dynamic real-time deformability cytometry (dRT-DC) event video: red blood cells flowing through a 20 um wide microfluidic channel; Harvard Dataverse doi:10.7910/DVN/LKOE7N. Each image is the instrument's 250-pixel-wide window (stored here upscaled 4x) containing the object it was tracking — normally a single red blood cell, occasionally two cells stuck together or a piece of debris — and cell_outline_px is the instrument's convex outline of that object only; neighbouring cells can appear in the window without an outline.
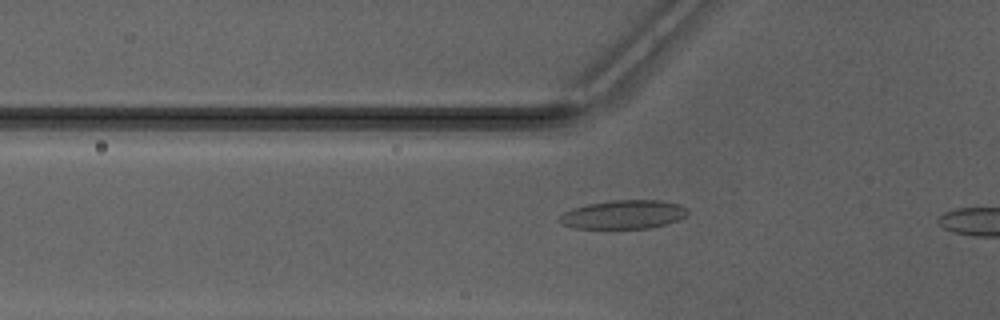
{"species": "Egyptian fruit bat (a non-hibernating species)", "species_latin": "Rousettus aegyptiacus", "temperature_condition": "warm", "stored_images_in_passage": 35, "camera_frame_rate_fps": 3000, "um_per_image_px": 0.085, "animal": {"sex": "male"}, "frame": {"image": 1, "passage_image": 11, "time_ms": 3.333, "image_size_px": [1000, 320], "cell_outline_px": [[688, 216], [680, 220], [648, 228], [572, 228], [556, 220], [564, 212], [572, 208], [588, 204], [612, 200], [664, 200], [680, 204], [688, 212]], "centroid_in_image_um": [53.01, 18.23], "position_along_channel_um": 72.8, "area_um2": 21.5}}
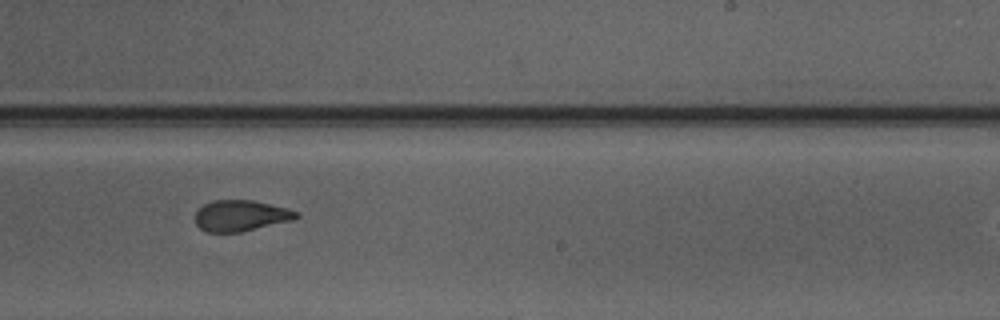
{"frame": {"image": 2, "passage_image": 25, "time_ms": 8.0, "image_size_px": [1000, 320], "cell_outline_px": [[300, 216], [292, 220], [240, 232], [204, 232], [196, 224], [196, 212], [204, 204], [212, 200], [252, 200], [288, 208], [300, 212]], "centroid_in_image_um": [20.48, 18.33], "position_along_channel_um": 268.5, "area_um2": 18.26}}
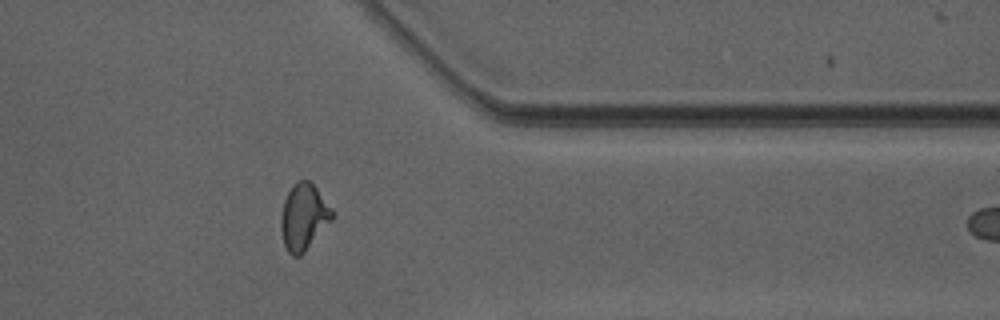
{"frame": {"image": 3, "passage_image": 34, "time_ms": 11.0, "image_size_px": [1000, 320], "cell_outline_px": [[336, 216], [304, 252], [300, 256], [292, 256], [288, 252], [284, 244], [280, 228], [280, 216], [284, 200], [292, 184], [296, 180], [308, 180], [316, 188], [332, 208]], "centroid_in_image_um": [25.81, 18.43], "position_along_channel_um": 385.6, "area_um2": 19.94}}